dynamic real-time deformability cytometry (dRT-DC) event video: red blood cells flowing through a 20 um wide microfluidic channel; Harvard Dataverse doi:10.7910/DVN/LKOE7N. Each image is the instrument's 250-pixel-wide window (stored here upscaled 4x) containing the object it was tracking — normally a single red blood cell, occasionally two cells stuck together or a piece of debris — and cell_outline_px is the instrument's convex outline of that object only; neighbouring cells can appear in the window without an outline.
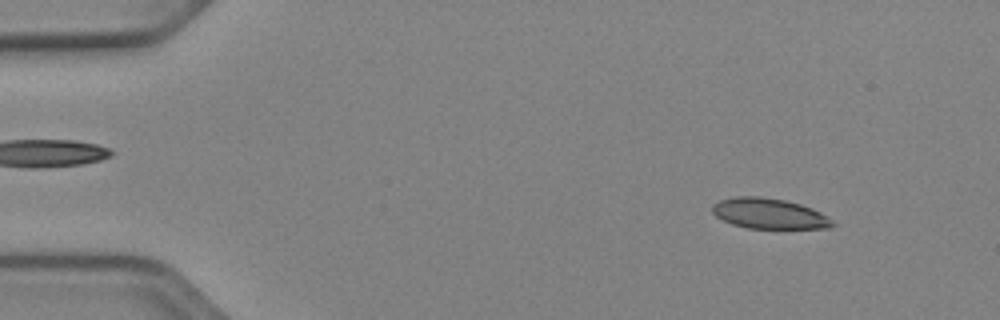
{"species": "Egyptian fruit bat (a non-hibernating species)", "species_latin": "Rousettus aegyptiacus", "temperature_condition": "cold", "stored_images_in_passage": 52, "camera_frame_rate_fps": 3000, "um_per_image_px": 0.085, "animal": {"sex": "female"}, "frame": {"image": 1, "passage_image": 6, "time_ms": 1.667, "image_size_px": [1000, 320], "cell_outline_px": [[828, 224], [812, 228], [756, 228], [736, 224], [720, 216], [716, 212], [728, 200], [776, 200], [796, 204], [808, 208], [816, 212]], "centroid_in_image_um": [65.45, 18.23], "position_along_channel_um": 19.6, "area_um2": 17.34}}
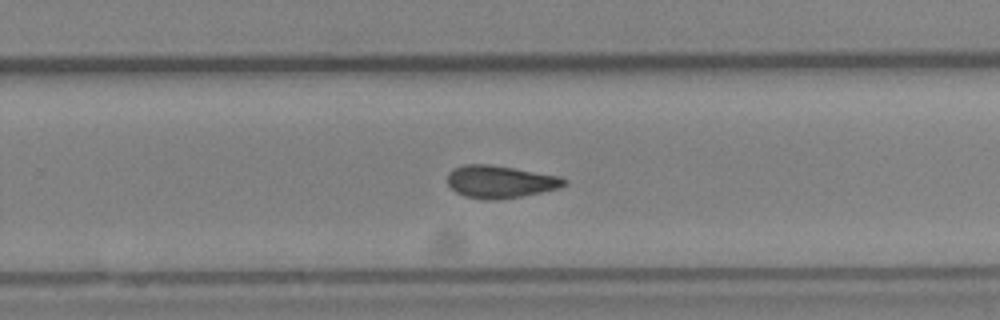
{"frame": {"image": 2, "passage_image": 34, "time_ms": 11.0, "image_size_px": [1000, 320], "cell_outline_px": [[564, 180], [560, 184], [548, 188], [512, 196], [476, 196], [460, 192], [448, 180], [452, 172], [460, 168], [504, 168], [548, 176]], "centroid_in_image_um": [42.45, 15.45], "position_along_channel_um": 287.4, "area_um2": 17.28}}
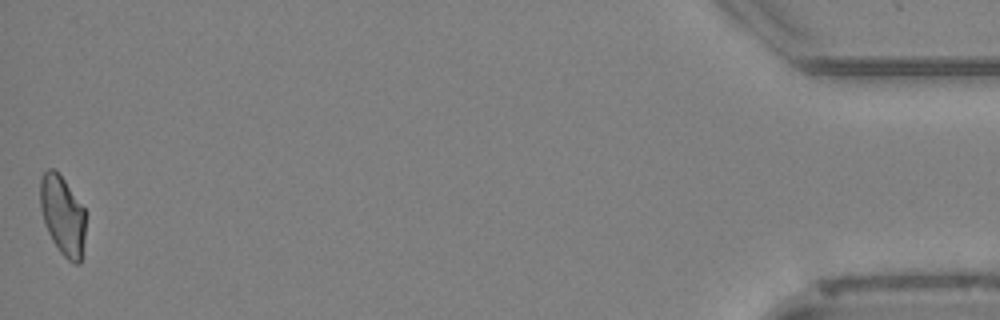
{"frame": {"image": 3, "passage_image": 52, "time_ms": 17.0, "image_size_px": [1000, 320], "cell_outline_px": [[84, 228], [80, 260], [76, 260], [68, 256], [60, 248], [52, 236], [48, 228], [44, 216], [44, 176], [56, 172], [60, 176], [84, 208]], "centroid_in_image_um": [5.42, 18.33], "position_along_channel_um": 429.8, "area_um2": 17.74}}